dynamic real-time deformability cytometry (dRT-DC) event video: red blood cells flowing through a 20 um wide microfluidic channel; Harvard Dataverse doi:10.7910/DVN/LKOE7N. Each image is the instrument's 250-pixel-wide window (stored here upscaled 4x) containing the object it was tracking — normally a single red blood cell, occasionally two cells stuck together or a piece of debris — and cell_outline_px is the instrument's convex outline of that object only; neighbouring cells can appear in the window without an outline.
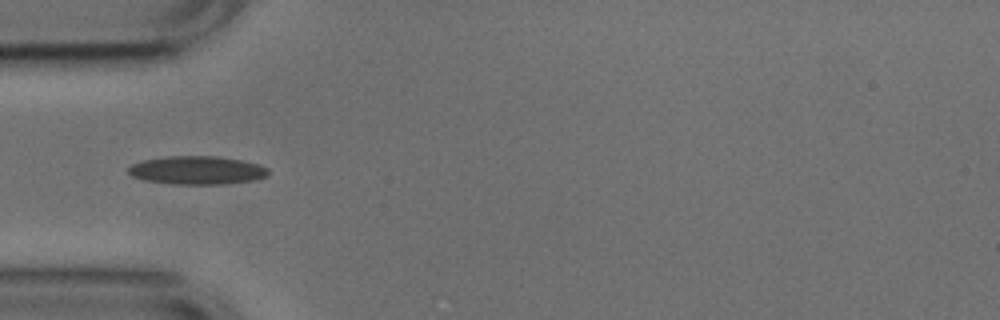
{"species": "common noctule bat (a hibernating species)", "species_latin": "Nyctalus noctula", "temperature_condition": "cold", "stored_images_in_passage": 27, "camera_frame_rate_fps": 3000, "um_per_image_px": 0.085, "animal": {"sex": "male", "body_mass_g": 17.9, "forearm_length_mm": 54.2}, "frame": {"image": 1, "passage_image": 5, "time_ms": 1.333, "image_size_px": [1000, 320], "cell_outline_px": [[268, 176], [252, 180], [220, 184], [172, 184], [144, 180], [132, 176], [128, 172], [128, 168], [132, 164], [144, 160], [168, 156], [216, 156], [240, 160], [260, 164], [268, 168]], "centroid_in_image_um": [16.74, 14.47], "position_along_channel_um": 68.3, "area_um2": 23.0}}